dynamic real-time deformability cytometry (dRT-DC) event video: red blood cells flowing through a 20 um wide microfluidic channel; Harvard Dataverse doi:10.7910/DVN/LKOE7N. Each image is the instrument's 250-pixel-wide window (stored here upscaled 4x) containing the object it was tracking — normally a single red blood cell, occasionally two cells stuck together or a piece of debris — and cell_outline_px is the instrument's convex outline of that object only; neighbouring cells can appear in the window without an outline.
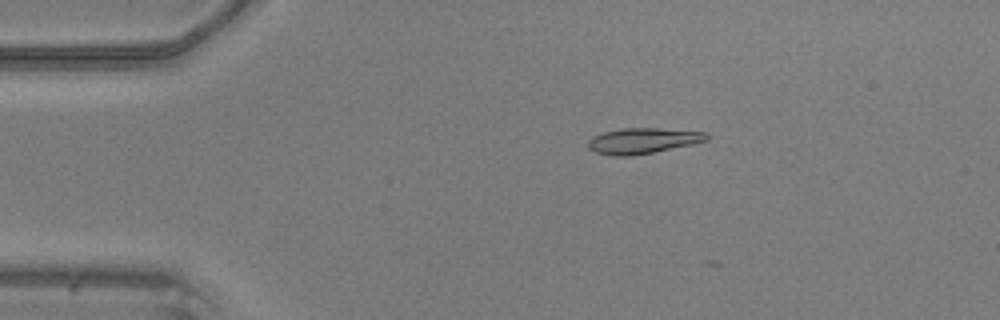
{"species": "common noctule bat (a hibernating species)", "species_latin": "Nyctalus noctula", "temperature_condition": "warm", "stored_images_in_passage": 10, "camera_frame_rate_fps": 3000, "um_per_image_px": 0.085, "animal": {"sex": "male", "body_mass_g": 20.5, "forearm_length_mm": 52.5}, "frame": {"image": 1, "passage_image": 4, "time_ms": 1.0, "image_size_px": [1000, 320], "cell_outline_px": [[708, 140], [692, 144], [632, 156], [612, 156], [596, 152], [588, 148], [588, 140], [592, 136], [604, 132], [624, 128], [660, 128], [708, 132]], "centroid_in_image_um": [54.63, 11.96], "position_along_channel_um": 30.4, "area_um2": 17.69}}